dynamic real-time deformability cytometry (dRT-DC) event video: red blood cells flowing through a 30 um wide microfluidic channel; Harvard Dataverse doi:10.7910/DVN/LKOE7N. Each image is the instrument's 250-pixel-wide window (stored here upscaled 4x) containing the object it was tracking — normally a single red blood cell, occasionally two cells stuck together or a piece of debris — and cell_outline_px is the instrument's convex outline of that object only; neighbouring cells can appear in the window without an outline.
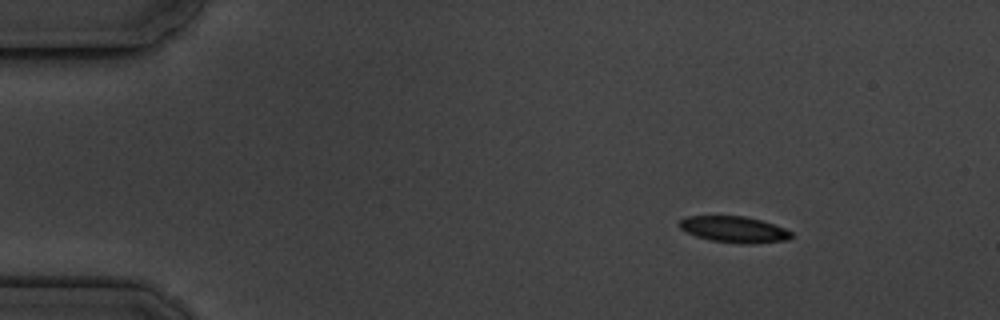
{"species": "common noctule bat (a hibernating species)", "species_latin": "Nyctalus noctula", "temperature_condition": "cold", "stored_images_in_passage": 5, "camera_frame_rate_fps": 3000, "um_per_image_px": 0.085, "animal": {"sex": "male", "body_mass_g": 19.5, "forearm_length_mm": 54.6}, "frame": {"image": 1, "passage_image": 1, "time_ms": 0.0, "image_size_px": [1000, 320], "cell_outline_px": [[792, 236], [788, 240], [752, 244], [740, 244], [712, 240], [696, 236], [680, 228], [680, 220], [688, 216], [744, 216], [760, 220], [784, 228], [792, 232]], "centroid_in_image_um": [62.43, 19.51], "position_along_channel_um": 22.6, "area_um2": 16.94}}
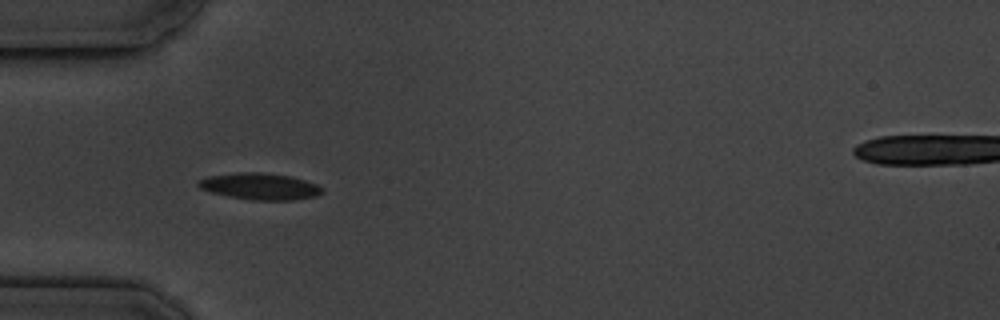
{"frame": {"image": 2, "passage_image": 4, "time_ms": 3.333, "image_size_px": [1000, 320], "cell_outline_px": [[324, 192], [316, 196], [292, 200], [252, 200], [228, 196], [212, 192], [200, 188], [196, 184], [200, 180], [212, 176], [240, 172], [260, 172], [288, 176], [304, 180], [316, 184]], "centroid_in_image_um": [22.1, 15.85], "position_along_channel_um": 62.9, "area_um2": 18.79}}